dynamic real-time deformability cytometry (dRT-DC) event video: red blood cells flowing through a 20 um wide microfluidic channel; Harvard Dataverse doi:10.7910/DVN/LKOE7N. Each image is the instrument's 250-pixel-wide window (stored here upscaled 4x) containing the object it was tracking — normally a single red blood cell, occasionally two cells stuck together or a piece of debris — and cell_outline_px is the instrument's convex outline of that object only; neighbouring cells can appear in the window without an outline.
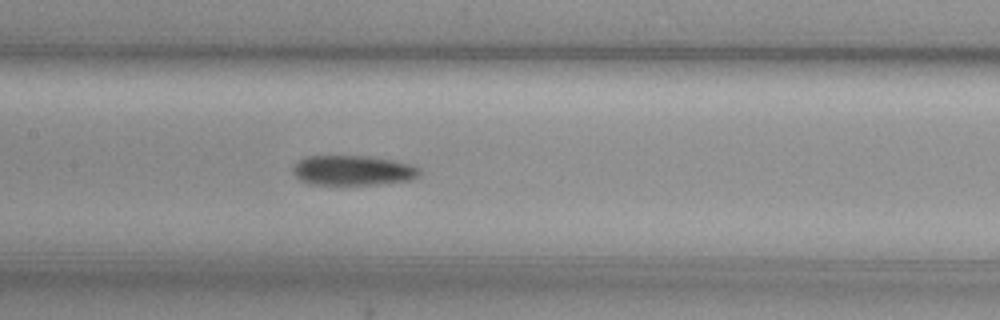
{"species": "common noctule bat (a hibernating species)", "species_latin": "Nyctalus noctula", "temperature_condition": "cold", "stored_images_in_passage": 39, "camera_frame_rate_fps": 3000, "um_per_image_px": 0.085, "animal": {"sex": "female", "body_mass_g": 29.2, "forearm_length_mm": 56.3}, "frame": {"image": 1, "passage_image": 10, "time_ms": 3.0, "image_size_px": [1000, 320], "cell_outline_px": [[420, 176], [416, 180], [380, 184], [308, 184], [300, 180], [292, 172], [292, 168], [300, 160], [308, 156], [368, 156], [408, 164], [420, 168]], "centroid_in_image_um": [30.02, 14.5], "position_along_channel_um": 177.4, "area_um2": 22.02}}
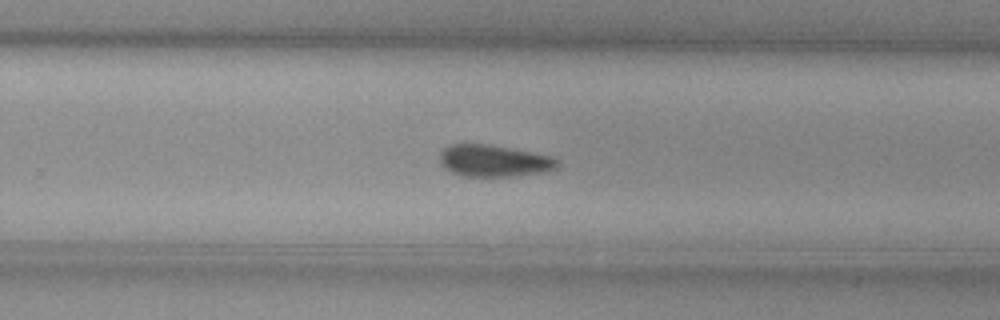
{"frame": {"image": 2, "passage_image": 19, "time_ms": 6.0, "image_size_px": [1000, 320], "cell_outline_px": [[560, 164], [556, 168], [540, 172], [516, 176], [460, 176], [444, 168], [440, 160], [440, 152], [444, 148], [452, 144], [488, 144], [552, 156], [560, 160]], "centroid_in_image_um": [41.98, 13.67], "position_along_channel_um": 287.8, "area_um2": 21.73}}
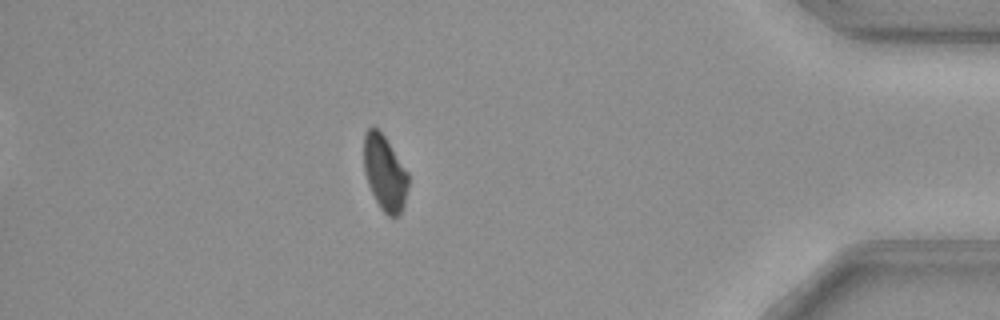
{"frame": {"image": 3, "passage_image": 32, "time_ms": 10.333, "image_size_px": [1000, 320], "cell_outline_px": [[408, 188], [404, 204], [400, 216], [388, 216], [380, 208], [368, 184], [364, 172], [364, 132], [368, 128], [376, 128], [384, 136], [408, 172]], "centroid_in_image_um": [32.7, 14.72], "position_along_channel_um": 402.5, "area_um2": 19.36}, "authors_computed_cell_mechanics": {"area_um2": 22.253, "velocity_mm_per_s": 3.6991, "shape_relaxation_time_tau1_ms": 4.8246, "shape_relaxation_time_tau2_ms": null, "deformation_change_tau1": 0.1105, "deformation_change_tau2": null}}